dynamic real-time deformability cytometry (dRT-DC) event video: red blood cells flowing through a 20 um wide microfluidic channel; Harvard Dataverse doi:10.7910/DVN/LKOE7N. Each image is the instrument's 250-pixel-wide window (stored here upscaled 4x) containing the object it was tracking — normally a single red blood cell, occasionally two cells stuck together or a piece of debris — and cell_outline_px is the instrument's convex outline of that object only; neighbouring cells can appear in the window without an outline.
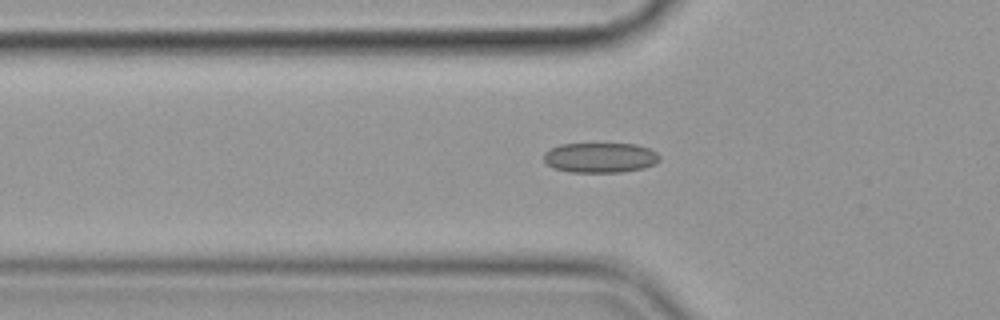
{"species": "common noctule bat (a hibernating species)", "species_latin": "Nyctalus noctula", "temperature_condition": "cold", "stored_images_in_passage": 44, "camera_frame_rate_fps": 3000, "um_per_image_px": 0.085, "animal": {"sex": "female", "body_mass_g": 19.9}, "frame": {"image": 1, "passage_image": 7, "time_ms": 2.0, "image_size_px": [1000, 320], "cell_outline_px": [[660, 160], [656, 164], [644, 168], [624, 172], [568, 172], [552, 168], [544, 160], [544, 152], [560, 144], [636, 144], [648, 148], [656, 152], [660, 156]], "centroid_in_image_um": [51.03, 13.41], "position_along_channel_um": 74.8, "area_um2": 20.4}}
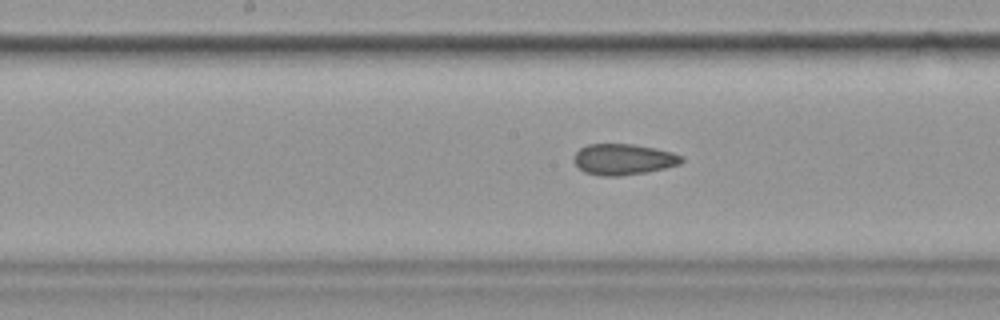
{"frame": {"image": 2, "passage_image": 17, "time_ms": 5.333, "image_size_px": [1000, 320], "cell_outline_px": [[684, 160], [680, 164], [664, 168], [644, 172], [620, 176], [600, 176], [584, 172], [572, 160], [572, 156], [580, 148], [588, 144], [632, 144], [656, 148], [672, 152], [684, 156]], "centroid_in_image_um": [52.98, 13.54], "position_along_channel_um": 195.2, "area_um2": 19.54}}
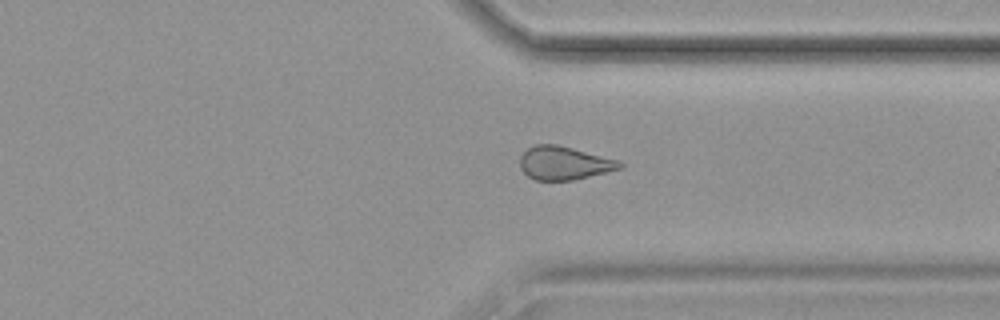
{"frame": {"image": 3, "passage_image": 31, "time_ms": 10.0, "image_size_px": [1000, 320], "cell_outline_px": [[624, 168], [572, 180], [536, 180], [528, 176], [520, 168], [520, 156], [528, 148], [536, 144], [556, 144], [620, 160], [624, 164]], "centroid_in_image_um": [47.97, 13.86], "position_along_channel_um": 363.4, "area_um2": 19.42}}